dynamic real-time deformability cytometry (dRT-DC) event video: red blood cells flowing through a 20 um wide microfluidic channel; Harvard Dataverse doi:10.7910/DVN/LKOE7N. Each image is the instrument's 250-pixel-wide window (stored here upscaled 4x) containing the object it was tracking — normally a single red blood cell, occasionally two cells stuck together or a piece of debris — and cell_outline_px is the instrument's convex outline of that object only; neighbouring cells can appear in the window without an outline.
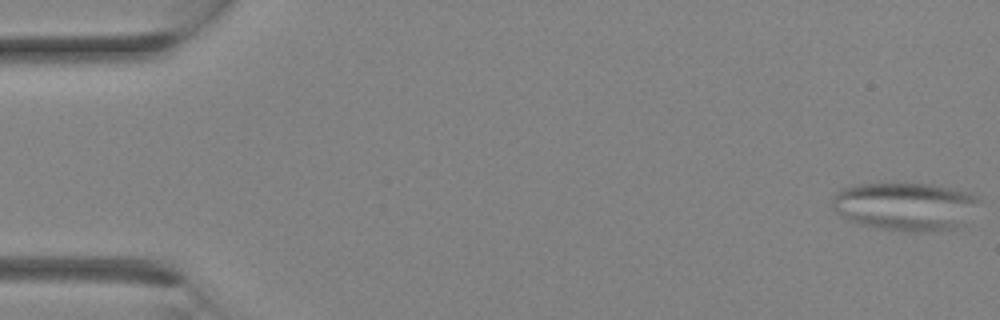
{"species": "Egyptian fruit bat (a non-hibernating species)", "species_latin": "Rousettus aegyptiacus", "temperature_condition": "room temperature", "stored_images_in_passage": 15, "camera_frame_rate_fps": 3000, "um_per_image_px": 0.085, "animal": {"sex": "female"}, "frame": {"image": 1, "passage_image": 1, "time_ms": 0.0, "image_size_px": [1000, 320], "cell_outline_px": [[980, 200], [964, 224], [952, 228], [920, 232], [908, 232], [880, 228], [860, 224], [836, 212], [832, 208], [832, 196], [840, 188], [852, 184], [932, 184], [968, 192], [980, 196]], "centroid_in_image_um": [76.93, 17.52], "position_along_channel_um": 8.1, "area_um2": 41.15}}
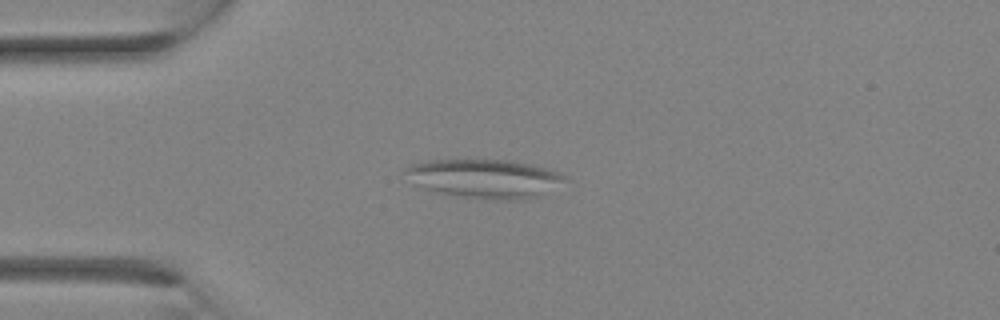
{"frame": {"image": 2, "passage_image": 8, "time_ms": 2.333, "image_size_px": [1000, 320], "cell_outline_px": [[568, 180], [528, 200], [488, 200], [460, 196], [436, 192], [424, 188], [416, 184], [404, 172], [404, 168], [412, 164], [428, 160], [512, 160], [532, 164], [560, 172]], "centroid_in_image_um": [41.21, 15.18], "position_along_channel_um": 43.8, "area_um2": 36.07}}
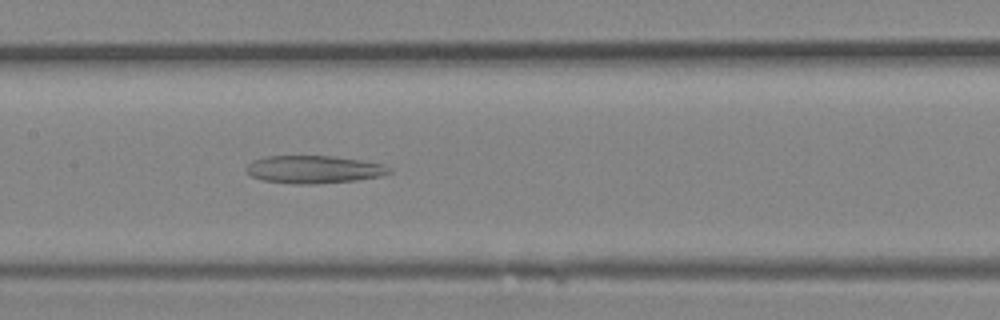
{"frame": {"image": 3, "passage_image": 15, "time_ms": 4.667, "image_size_px": [1000, 320], "cell_outline_px": [[392, 172], [380, 176], [356, 180], [316, 184], [296, 184], [264, 180], [252, 176], [244, 168], [252, 160], [264, 156], [328, 156], [360, 160], [384, 164], [392, 168]], "centroid_in_image_um": [26.68, 14.4], "position_along_channel_um": 180.7, "area_um2": 23.06}}